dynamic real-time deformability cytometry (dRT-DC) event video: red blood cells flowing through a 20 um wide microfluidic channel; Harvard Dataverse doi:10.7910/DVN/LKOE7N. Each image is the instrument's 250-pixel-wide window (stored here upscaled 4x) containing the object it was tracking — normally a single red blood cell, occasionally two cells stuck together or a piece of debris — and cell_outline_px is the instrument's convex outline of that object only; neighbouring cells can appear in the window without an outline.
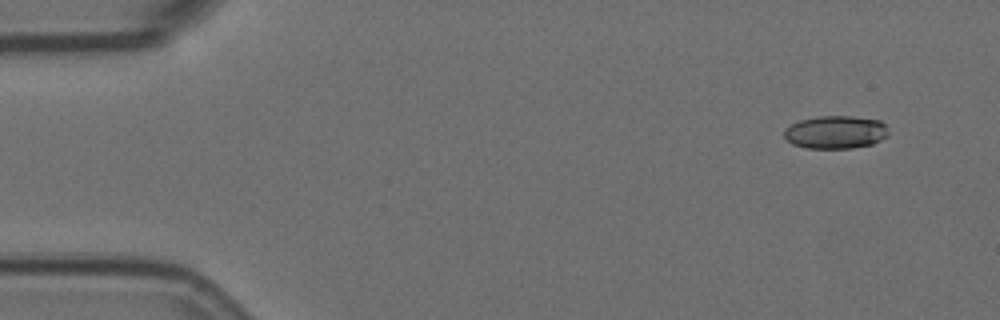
{"species": "Egyptian fruit bat (a non-hibernating species)", "species_latin": "Rousettus aegyptiacus", "temperature_condition": "room temperature", "stored_images_in_passage": 5, "camera_frame_rate_fps": 3000, "um_per_image_px": 0.085, "animal": {"sex": "female"}, "frame": {"image": 1, "passage_image": 1, "time_ms": 0.0, "image_size_px": [1000, 320], "cell_outline_px": [[888, 136], [872, 144], [852, 148], [808, 148], [792, 144], [784, 140], [784, 128], [800, 120], [820, 116], [852, 116], [880, 120], [884, 124], [888, 132]], "centroid_in_image_um": [71.0, 11.24], "position_along_channel_um": 14.0, "area_um2": 20.11}}
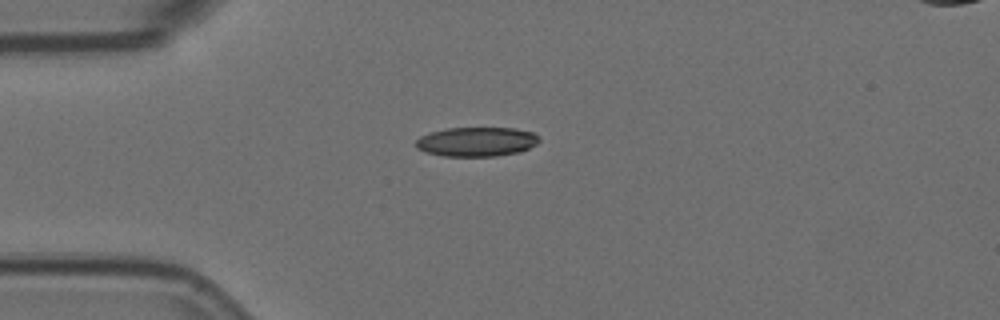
{"frame": {"image": 2, "passage_image": 3, "time_ms": 0.667, "image_size_px": [1000, 320], "cell_outline_px": [[540, 140], [536, 144], [520, 152], [496, 156], [444, 156], [424, 152], [416, 148], [416, 140], [420, 136], [432, 132], [448, 128], [516, 128], [532, 132]], "centroid_in_image_um": [40.49, 12.05], "position_along_channel_um": 44.5, "area_um2": 21.04}}
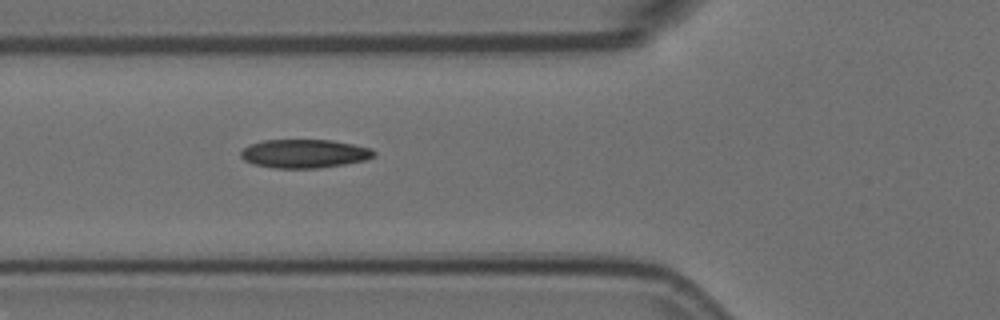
{"frame": {"image": 3, "passage_image": 5, "time_ms": 1.333, "image_size_px": [1000, 320], "cell_outline_px": [[376, 156], [364, 160], [344, 164], [320, 168], [272, 168], [252, 164], [244, 160], [240, 156], [240, 152], [248, 144], [264, 140], [332, 140], [372, 148], [376, 152]], "centroid_in_image_um": [25.86, 13.06], "position_along_channel_um": 99.9, "area_um2": 22.37}}